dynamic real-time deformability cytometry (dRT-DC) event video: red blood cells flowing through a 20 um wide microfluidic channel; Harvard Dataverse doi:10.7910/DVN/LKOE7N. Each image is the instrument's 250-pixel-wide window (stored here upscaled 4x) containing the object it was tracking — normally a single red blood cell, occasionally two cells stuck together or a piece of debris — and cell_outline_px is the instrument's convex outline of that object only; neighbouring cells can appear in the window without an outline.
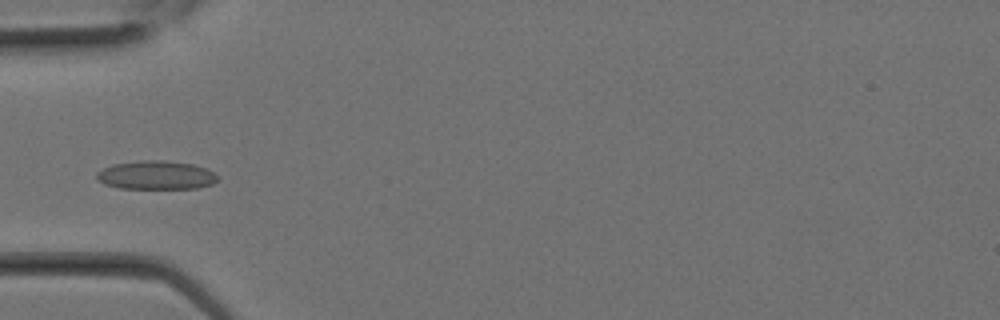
{"species": "Egyptian fruit bat (a non-hibernating species)", "species_latin": "Rousettus aegyptiacus", "temperature_condition": "room temperature", "stored_images_in_passage": 10, "camera_frame_rate_fps": 3000, "um_per_image_px": 0.085, "animal": {"sex": "female"}, "frame": {"image": 1, "passage_image": 9, "time_ms": 2.667, "image_size_px": [1000, 320], "cell_outline_px": [[220, 180], [212, 184], [196, 188], [120, 188], [104, 184], [96, 176], [96, 172], [112, 164], [144, 160], [164, 160], [192, 164], [204, 168], [212, 172]], "centroid_in_image_um": [13.26, 14.88], "position_along_channel_um": 71.7, "area_um2": 20.0}}